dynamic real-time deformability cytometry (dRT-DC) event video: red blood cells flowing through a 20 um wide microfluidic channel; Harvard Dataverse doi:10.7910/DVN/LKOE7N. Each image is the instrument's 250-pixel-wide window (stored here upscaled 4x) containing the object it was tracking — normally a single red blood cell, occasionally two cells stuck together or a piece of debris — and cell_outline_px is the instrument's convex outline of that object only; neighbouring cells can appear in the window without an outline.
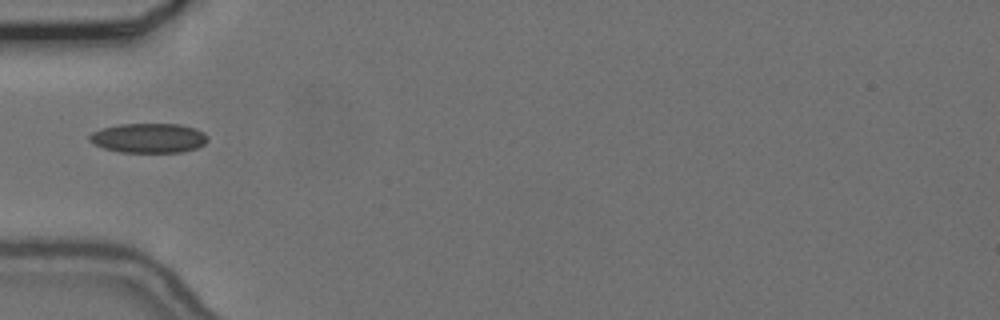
{"species": "common noctule bat (a hibernating species)", "species_latin": "Nyctalus noctula", "temperature_condition": "cold", "stored_images_in_passage": 12, "camera_frame_rate_fps": 3000, "um_per_image_px": 0.085, "animal": {"sex": "female", "body_mass_g": 24.6, "forearm_length_mm": 56.2}, "frame": {"image": 1, "passage_image": 1, "time_ms": 0.0, "image_size_px": [1000, 320], "cell_outline_px": [[208, 140], [204, 144], [196, 148], [184, 152], [120, 152], [104, 148], [92, 144], [88, 140], [88, 136], [92, 132], [100, 128], [120, 124], [180, 124], [196, 128], [204, 132], [208, 136]], "centroid_in_image_um": [12.63, 11.73], "position_along_channel_um": 72.4, "area_um2": 20.63}}
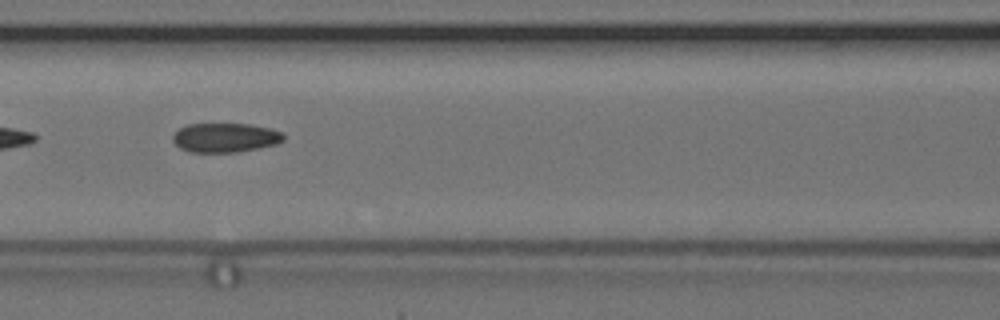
{"frame": {"image": 2, "passage_image": 7, "time_ms": 2.0, "image_size_px": [1000, 320], "cell_outline_px": [[284, 140], [276, 144], [260, 148], [236, 152], [188, 152], [180, 148], [172, 140], [172, 136], [180, 128], [188, 124], [252, 124], [272, 128], [280, 132], [284, 136]], "centroid_in_image_um": [19.15, 11.7], "position_along_channel_um": 147.4, "area_um2": 18.96}}
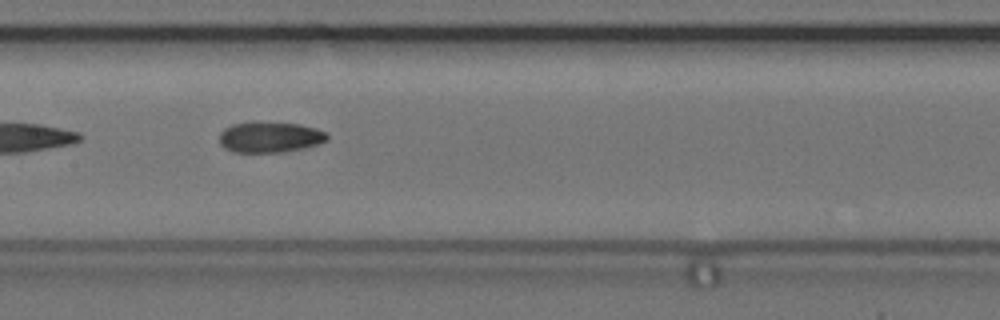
{"frame": {"image": 3, "passage_image": 10, "time_ms": 3.0, "image_size_px": [1000, 320], "cell_outline_px": [[328, 140], [316, 144], [300, 148], [280, 152], [232, 152], [224, 148], [220, 144], [220, 132], [224, 128], [232, 124], [252, 120], [256, 120], [296, 124], [316, 128], [328, 132]], "centroid_in_image_um": [22.89, 11.62], "position_along_channel_um": 184.5, "area_um2": 19.59}}